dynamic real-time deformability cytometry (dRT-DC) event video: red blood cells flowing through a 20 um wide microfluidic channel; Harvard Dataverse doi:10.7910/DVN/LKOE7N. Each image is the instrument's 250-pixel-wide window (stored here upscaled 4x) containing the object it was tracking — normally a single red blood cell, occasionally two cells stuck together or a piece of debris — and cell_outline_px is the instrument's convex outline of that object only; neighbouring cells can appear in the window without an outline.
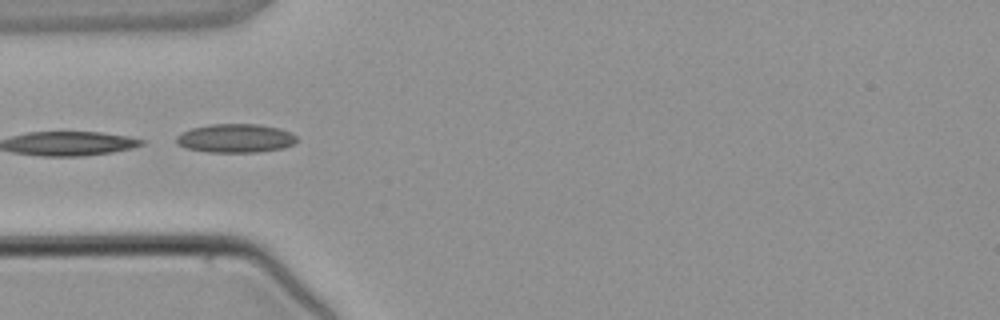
{"species": "common noctule bat (a hibernating species)", "species_latin": "Nyctalus noctula", "temperature_condition": "warm", "stored_images_in_passage": 3, "camera_frame_rate_fps": 3000, "um_per_image_px": 0.085, "animal": {"sex": "male", "body_mass_g": 21.5, "forearm_length_mm": 52.0}, "frame": {"image": 1, "passage_image": 3, "time_ms": 3.333, "image_size_px": [1000, 320], "cell_outline_px": [[296, 140], [292, 144], [284, 148], [256, 152], [208, 152], [184, 148], [176, 144], [176, 136], [192, 128], [208, 124], [260, 124], [280, 128], [296, 136]], "centroid_in_image_um": [19.99, 11.75], "position_along_channel_um": 65.0, "area_um2": 20.17}}